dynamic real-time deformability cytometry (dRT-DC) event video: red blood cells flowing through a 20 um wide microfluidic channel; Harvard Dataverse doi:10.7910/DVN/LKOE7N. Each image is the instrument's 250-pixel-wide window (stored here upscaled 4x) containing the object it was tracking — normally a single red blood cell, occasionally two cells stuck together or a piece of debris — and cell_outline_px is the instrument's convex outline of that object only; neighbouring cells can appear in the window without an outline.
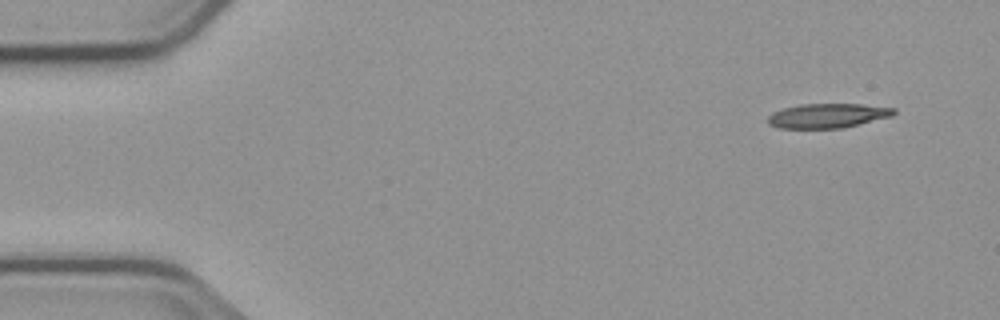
{"species": "common noctule bat (a hibernating species)", "species_latin": "Nyctalus noctula", "temperature_condition": "cold", "stored_images_in_passage": 3, "camera_frame_rate_fps": 3000, "um_per_image_px": 0.085, "animal": {"sex": "male", "body_mass_g": 23.1, "forearm_length_mm": 52.7}, "frame": {"image": 1, "passage_image": 1, "time_ms": 0.0, "image_size_px": [1000, 320], "cell_outline_px": [[896, 112], [892, 116], [844, 128], [780, 128], [768, 124], [768, 116], [772, 112], [784, 108], [800, 104], [860, 104], [896, 108]], "centroid_in_image_um": [70.36, 9.83], "position_along_channel_um": 14.6, "area_um2": 17.98}}